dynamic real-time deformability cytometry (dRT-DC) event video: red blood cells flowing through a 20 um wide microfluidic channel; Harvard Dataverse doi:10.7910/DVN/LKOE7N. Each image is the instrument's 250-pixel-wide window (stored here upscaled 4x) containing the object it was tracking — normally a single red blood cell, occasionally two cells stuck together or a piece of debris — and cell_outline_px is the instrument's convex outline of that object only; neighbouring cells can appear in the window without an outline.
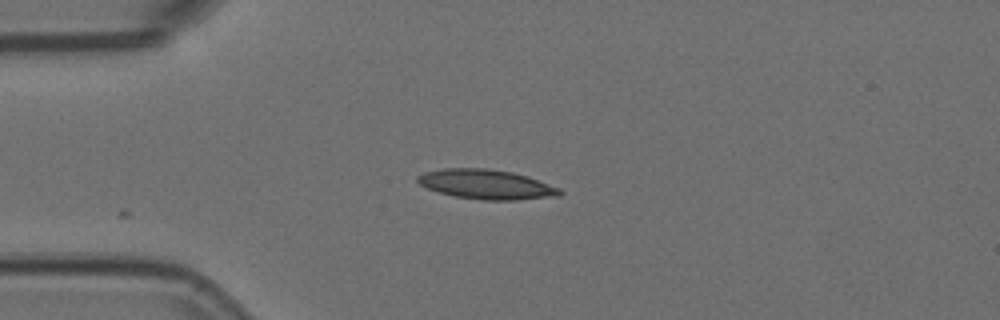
{"species": "Egyptian fruit bat (a non-hibernating species)", "species_latin": "Rousettus aegyptiacus", "temperature_condition": "room temperature", "stored_images_in_passage": 11, "camera_frame_rate_fps": 3000, "um_per_image_px": 0.085, "animal": {"sex": "female"}, "frame": {"image": 1, "passage_image": 1, "time_ms": 0.0, "image_size_px": [1000, 320], "cell_outline_px": [[564, 192], [560, 196], [516, 200], [484, 200], [456, 196], [440, 192], [428, 188], [420, 184], [416, 180], [416, 176], [424, 172], [444, 168], [488, 168], [512, 172], [528, 176], [560, 188]], "centroid_in_image_um": [41.37, 15.66], "position_along_channel_um": 43.6, "area_um2": 24.57}}
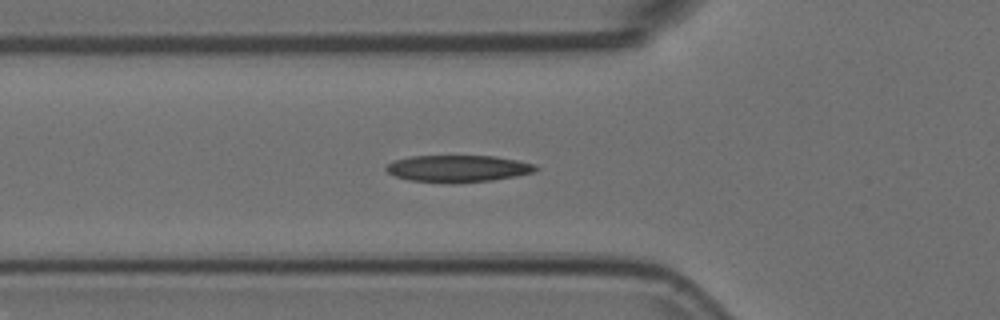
{"frame": {"image": 2, "passage_image": 6, "time_ms": 1.667, "image_size_px": [1000, 320], "cell_outline_px": [[540, 168], [536, 172], [516, 176], [492, 180], [452, 184], [408, 180], [396, 176], [388, 172], [384, 168], [388, 164], [396, 160], [408, 156], [496, 156], [536, 164]], "centroid_in_image_um": [38.96, 14.34], "position_along_channel_um": 86.8, "area_um2": 23.7}}
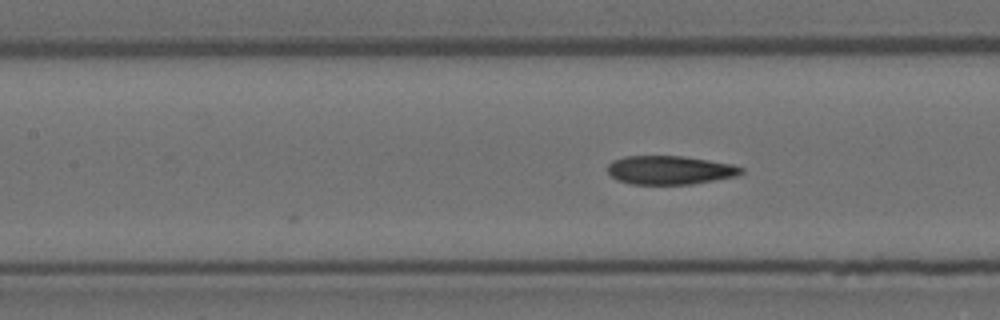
{"frame": {"image": 3, "passage_image": 11, "time_ms": 3.333, "image_size_px": [1000, 320], "cell_outline_px": [[744, 172], [736, 176], [692, 184], [632, 184], [616, 180], [608, 172], [608, 164], [612, 160], [624, 156], [684, 156], [732, 164], [744, 168]], "centroid_in_image_um": [56.93, 14.45], "position_along_channel_um": 150.5, "area_um2": 22.37}}